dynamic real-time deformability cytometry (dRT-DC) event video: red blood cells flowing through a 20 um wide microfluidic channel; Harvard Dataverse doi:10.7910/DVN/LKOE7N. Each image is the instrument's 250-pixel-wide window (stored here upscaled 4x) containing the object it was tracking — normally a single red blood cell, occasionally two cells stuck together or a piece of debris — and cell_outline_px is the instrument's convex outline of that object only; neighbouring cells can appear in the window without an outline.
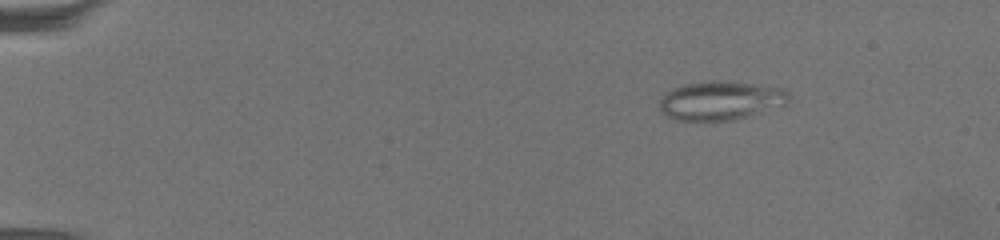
{"species": "common noctule bat (a hibernating species)", "species_latin": "Nyctalus noctula", "temperature_condition": "warm", "stored_images_in_passage": 67, "camera_frame_rate_fps": 3000, "um_per_image_px": 0.085, "animal": {"sex": "female", "body_mass_g": 19.5, "forearm_length_mm": 54.1}, "frame": {"image": 1, "passage_image": 11, "time_ms": 3.333, "image_size_px": [1000, 240], "cell_outline_px": [[788, 100], [784, 104], [748, 116], [732, 120], [676, 120], [660, 112], [660, 100], [672, 88], [684, 84], [712, 80], [760, 84], [784, 88], [788, 92]], "centroid_in_image_um": [61.24, 8.53], "position_along_channel_um": 23.8, "area_um2": 29.02}}
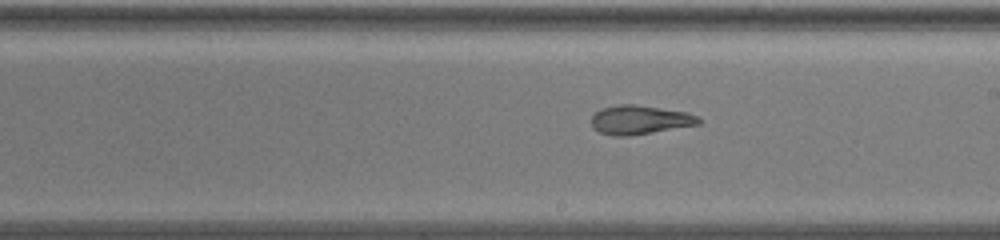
{"frame": {"image": 2, "passage_image": 41, "time_ms": 13.333, "image_size_px": [1000, 240], "cell_outline_px": [[700, 124], [628, 136], [612, 136], [600, 132], [592, 128], [592, 116], [600, 108], [620, 104], [636, 104], [688, 112], [696, 116], [700, 120]], "centroid_in_image_um": [54.35, 10.18], "position_along_channel_um": 234.6, "area_um2": 18.09}}
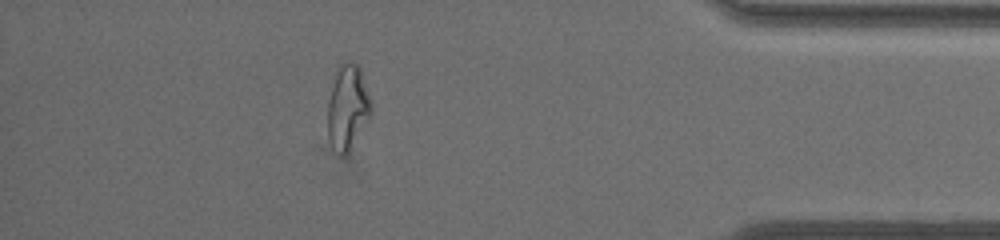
{"frame": {"image": 3, "passage_image": 60, "time_ms": 19.667, "image_size_px": [1000, 240], "cell_outline_px": [[372, 112], [348, 152], [344, 156], [340, 156], [328, 136], [328, 100], [336, 72], [340, 64], [344, 60], [352, 60], [360, 68], [372, 100]], "centroid_in_image_um": [29.57, 9.05], "position_along_channel_um": 405.6, "area_um2": 21.33}, "authors_computed_cell_mechanics": {"area_um2": 22.4842, "velocity_mm_per_s": 3.2451, "shape_relaxation_time_tau1_ms": null, "shape_relaxation_time_tau2_ms": 2.8843, "deformation_change_tau1": null, "deformation_change_tau2": 0.1051}}